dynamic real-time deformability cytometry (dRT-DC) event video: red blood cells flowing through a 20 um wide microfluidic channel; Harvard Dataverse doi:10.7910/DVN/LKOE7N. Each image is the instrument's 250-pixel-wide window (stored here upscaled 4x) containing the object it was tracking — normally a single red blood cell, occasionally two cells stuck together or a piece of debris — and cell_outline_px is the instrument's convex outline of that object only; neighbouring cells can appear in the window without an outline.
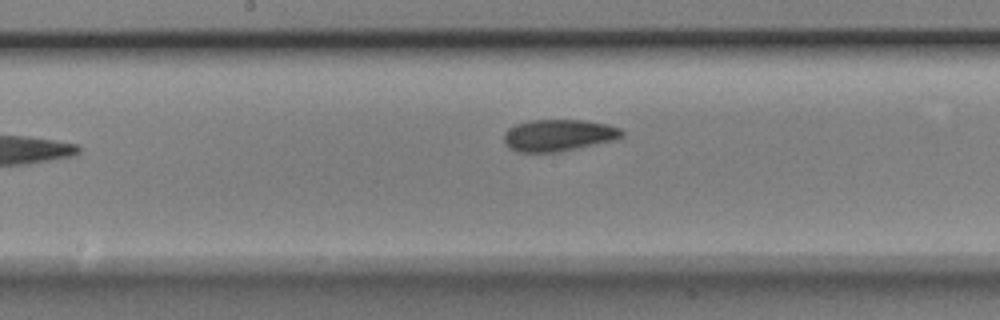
{"species": "Egyptian fruit bat (a non-hibernating species)", "species_latin": "Rousettus aegyptiacus", "temperature_condition": "room temperature", "stored_images_in_passage": 9, "camera_frame_rate_fps": 3000, "um_per_image_px": 0.085, "animal": {"sex": "male"}, "frame": {"image": 1, "passage_image": 8, "time_ms": 2.333, "image_size_px": [1000, 320], "cell_outline_px": [[624, 136], [616, 140], [560, 152], [516, 152], [508, 148], [504, 144], [504, 132], [508, 128], [516, 124], [528, 120], [584, 120], [608, 124], [620, 128], [624, 132]], "centroid_in_image_um": [47.47, 11.5], "position_along_channel_um": 200.7, "area_um2": 22.25}}
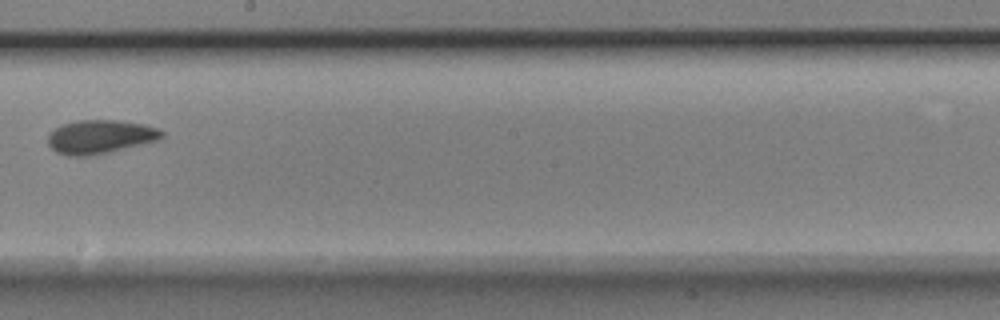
{"frame": {"image": 2, "passage_image": 9, "time_ms": 2.667, "image_size_px": [1000, 320], "cell_outline_px": [[164, 136], [156, 140], [104, 152], [84, 156], [68, 156], [56, 152], [48, 144], [48, 132], [60, 124], [76, 120], [120, 120], [144, 124], [160, 128], [164, 132]], "centroid_in_image_um": [8.46, 11.59], "position_along_channel_um": 239.7, "area_um2": 22.2}}